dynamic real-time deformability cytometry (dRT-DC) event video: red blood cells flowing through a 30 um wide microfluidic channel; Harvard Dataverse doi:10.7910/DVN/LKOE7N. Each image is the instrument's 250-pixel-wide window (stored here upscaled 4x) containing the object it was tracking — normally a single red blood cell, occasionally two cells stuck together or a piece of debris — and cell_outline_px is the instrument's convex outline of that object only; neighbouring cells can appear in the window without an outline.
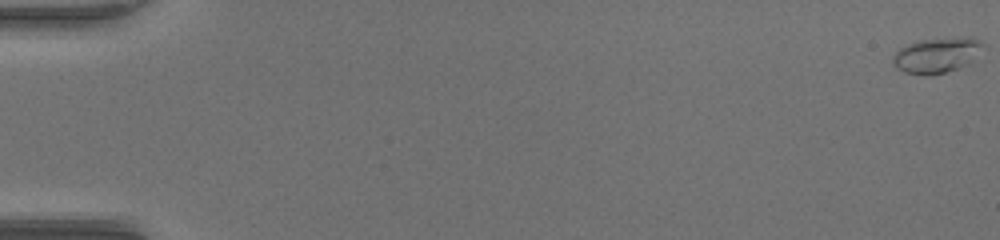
{"species": "common noctule bat (a hibernating species)", "species_latin": "Nyctalus noctula", "temperature_condition": "warm", "stored_images_in_passage": 53, "camera_frame_rate_fps": 3000, "um_per_image_px": 0.085, "animal": {"sex": "female", "body_mass_g": 17.0, "forearm_length_mm": 48.0}, "frame": {"image": 1, "passage_image": 1, "time_ms": 0.0, "image_size_px": [1000, 240], "cell_outline_px": [[984, 44], [968, 64], [944, 72], [904, 72], [896, 68], [892, 60], [896, 52], [900, 48], [920, 40], [980, 40]], "centroid_in_image_um": [79.55, 4.7], "position_along_channel_um": 5.4, "area_um2": 16.76}}
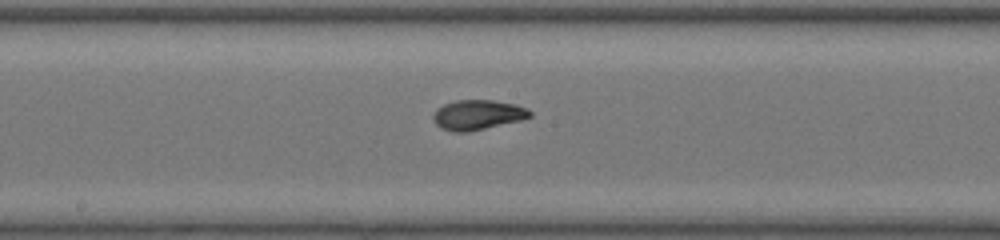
{"frame": {"image": 2, "passage_image": 30, "time_ms": 9.667, "image_size_px": [1000, 240], "cell_outline_px": [[532, 116], [520, 120], [468, 132], [452, 132], [440, 128], [432, 120], [432, 116], [436, 108], [444, 104], [456, 100], [492, 100], [516, 104], [528, 108], [532, 112]], "centroid_in_image_um": [40.58, 9.76], "position_along_channel_um": 207.6, "area_um2": 16.99}}
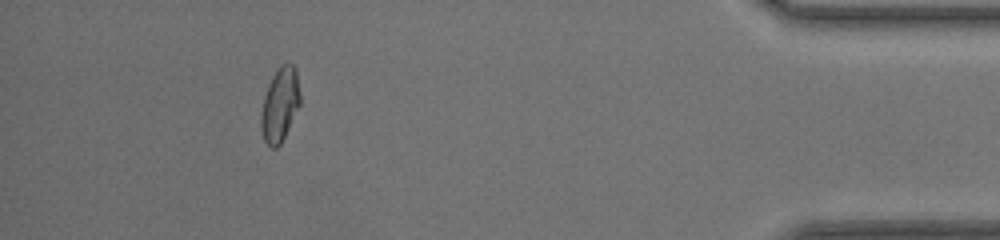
{"frame": {"image": 3, "passage_image": 49, "time_ms": 16.0, "image_size_px": [1000, 240], "cell_outline_px": [[300, 104], [280, 144], [276, 148], [272, 148], [264, 140], [260, 128], [260, 116], [264, 96], [268, 84], [272, 76], [280, 64], [292, 64], [296, 68], [300, 92]], "centroid_in_image_um": [23.78, 8.87], "position_along_channel_um": 411.4, "area_um2": 16.82}, "authors_computed_cell_mechanics": {"area_um2": 16.473, "velocity_mm_per_s": 4.0783, "shape_relaxation_time_tau1_ms": 5.6866, "shape_relaxation_time_tau2_ms": 1.0137, "deformation_change_tau1": 0.2234, "deformation_change_tau2": 0.04}}